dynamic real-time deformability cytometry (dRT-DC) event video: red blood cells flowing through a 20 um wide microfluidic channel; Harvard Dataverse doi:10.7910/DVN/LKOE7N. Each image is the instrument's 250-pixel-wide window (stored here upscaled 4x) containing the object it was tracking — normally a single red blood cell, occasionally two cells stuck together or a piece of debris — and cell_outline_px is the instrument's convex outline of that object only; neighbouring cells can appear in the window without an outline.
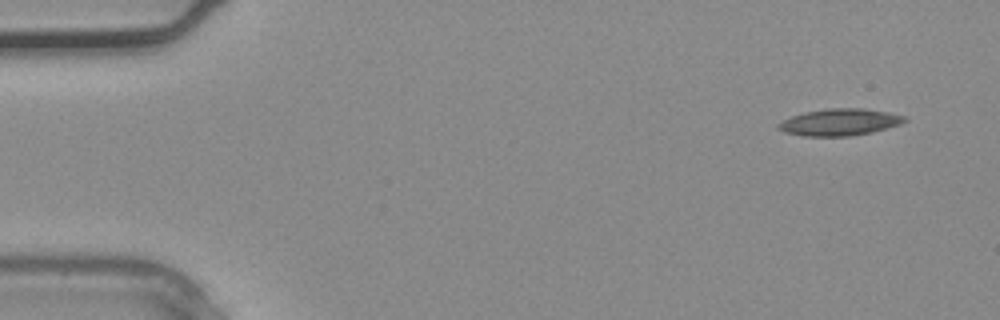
{"species": "common noctule bat (a hibernating species)", "species_latin": "Nyctalus noctula", "temperature_condition": "warm", "stored_images_in_passage": 4, "camera_frame_rate_fps": 3000, "um_per_image_px": 0.085, "animal": {"sex": "male", "body_mass_g": 20.4}, "frame": {"image": 1, "passage_image": 1, "time_ms": 0.0, "image_size_px": [1000, 320], "cell_outline_px": [[908, 120], [900, 124], [888, 128], [872, 132], [848, 136], [800, 136], [784, 132], [776, 128], [776, 124], [792, 116], [804, 112], [828, 108], [864, 108], [888, 112], [908, 116]], "centroid_in_image_um": [71.38, 10.38], "position_along_channel_um": 13.6, "area_um2": 19.94}}
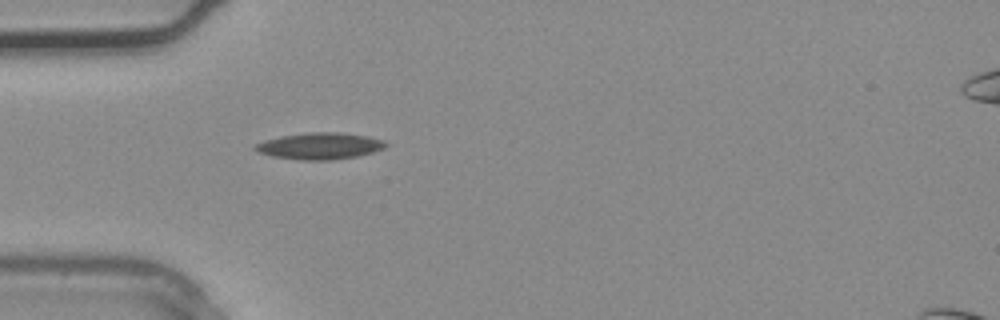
{"frame": {"image": 2, "passage_image": 3, "time_ms": 0.667, "image_size_px": [1000, 320], "cell_outline_px": [[388, 144], [384, 148], [372, 152], [356, 156], [332, 160], [300, 160], [272, 156], [256, 152], [252, 148], [256, 144], [264, 140], [280, 136], [308, 132], [340, 132], [368, 136], [384, 140]], "centroid_in_image_um": [27.16, 12.4], "position_along_channel_um": 57.8, "area_um2": 20.35}}